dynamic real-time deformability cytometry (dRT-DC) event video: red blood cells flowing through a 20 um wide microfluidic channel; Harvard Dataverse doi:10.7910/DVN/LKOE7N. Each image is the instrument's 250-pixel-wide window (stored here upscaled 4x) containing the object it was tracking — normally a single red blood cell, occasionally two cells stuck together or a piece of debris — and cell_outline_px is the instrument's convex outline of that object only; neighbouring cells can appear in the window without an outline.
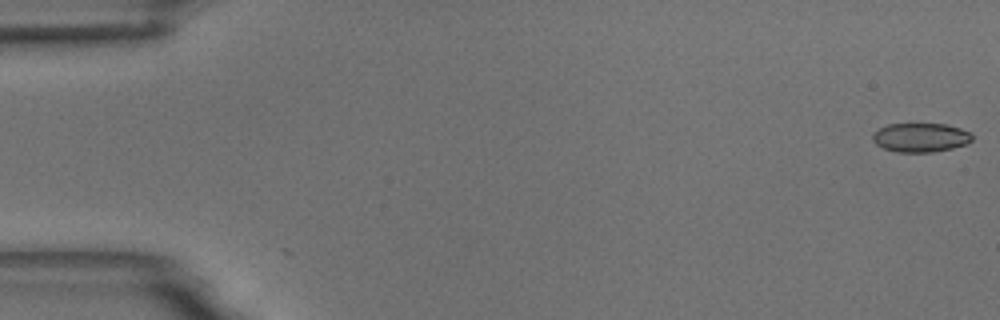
{"species": "common noctule bat (a hibernating species)", "species_latin": "Nyctalus noctula", "temperature_condition": "room temperature", "stored_images_in_passage": 9, "camera_frame_rate_fps": 3000, "um_per_image_px": 0.085, "animal": {"sex": "male", "body_mass_g": 18.8}, "frame": {"image": 1, "passage_image": 1, "time_ms": 0.0, "image_size_px": [1000, 320], "cell_outline_px": [[972, 140], [968, 144], [952, 148], [932, 152], [896, 152], [884, 148], [876, 144], [872, 140], [872, 132], [888, 124], [944, 124], [960, 128], [968, 132], [972, 136]], "centroid_in_image_um": [78.23, 11.69], "position_along_channel_um": 6.8, "area_um2": 16.82}}